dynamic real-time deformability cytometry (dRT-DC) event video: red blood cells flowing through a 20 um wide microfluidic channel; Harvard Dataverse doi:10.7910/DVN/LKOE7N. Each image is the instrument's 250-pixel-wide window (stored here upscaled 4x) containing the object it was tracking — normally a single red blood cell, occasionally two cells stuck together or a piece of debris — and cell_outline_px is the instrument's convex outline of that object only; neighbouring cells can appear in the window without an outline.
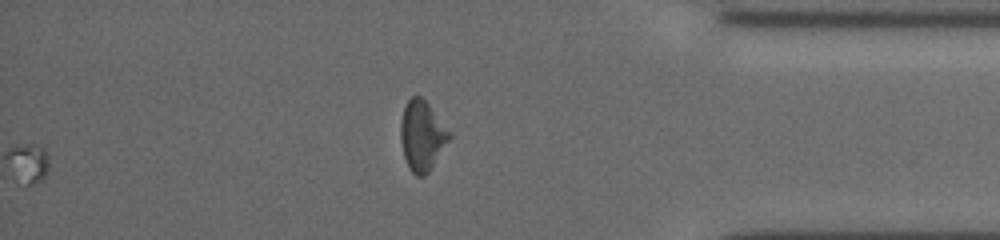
{"species": "common noctule bat (a hibernating species)", "species_latin": "Nyctalus noctula", "temperature_condition": "cold", "stored_images_in_passage": 39, "segment_of_instrument_passage": [2, 2], "camera_frame_rate_fps": 3000, "um_per_image_px": 0.085, "animal": {"sex": "female", "body_mass_g": 19.5, "forearm_length_mm": 54.1}, "frame": {"image": 1, "passage_image": 39, "time_ms": 12.667, "image_size_px": [1000, 240], "cell_outline_px": [[452, 136], [428, 172], [424, 176], [416, 176], [408, 168], [404, 156], [400, 140], [400, 124], [404, 108], [408, 100], [412, 96], [420, 96], [428, 104], [452, 132]], "centroid_in_image_um": [35.88, 11.54], "position_along_channel_um": 399.3, "area_um2": 19.83}}